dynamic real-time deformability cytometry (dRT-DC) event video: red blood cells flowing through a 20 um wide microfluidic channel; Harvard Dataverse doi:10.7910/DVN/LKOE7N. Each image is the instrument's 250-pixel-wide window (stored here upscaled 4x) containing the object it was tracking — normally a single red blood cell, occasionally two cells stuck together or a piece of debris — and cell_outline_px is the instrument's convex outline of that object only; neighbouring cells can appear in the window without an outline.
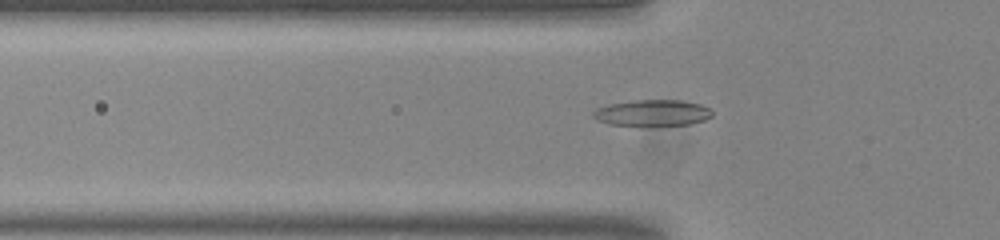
{"species": "common noctule bat (a hibernating species)", "species_latin": "Nyctalus noctula", "temperature_condition": "room temperature", "stored_images_in_passage": 47, "camera_frame_rate_fps": 3000, "um_per_image_px": 0.085, "animal": {"sex": "male", "body_mass_g": 20.0, "forearm_length_mm": 53.3}, "frame": {"image": 1, "passage_image": 11, "time_ms": 3.333, "image_size_px": [1000, 240], "cell_outline_px": [[712, 116], [704, 120], [688, 124], [608, 124], [596, 120], [592, 116], [592, 112], [596, 108], [608, 104], [632, 100], [680, 100], [700, 104], [712, 108]], "centroid_in_image_um": [55.44, 9.56], "position_along_channel_um": 70.4, "area_um2": 17.92}}
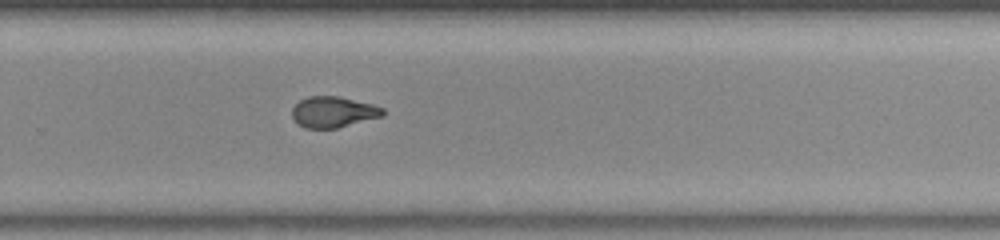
{"frame": {"image": 2, "passage_image": 29, "time_ms": 9.333, "image_size_px": [1000, 240], "cell_outline_px": [[384, 116], [336, 128], [304, 128], [292, 116], [292, 108], [300, 100], [308, 96], [340, 96], [372, 104], [384, 108]], "centroid_in_image_um": [28.35, 9.51], "position_along_channel_um": 301.5, "area_um2": 16.3}}
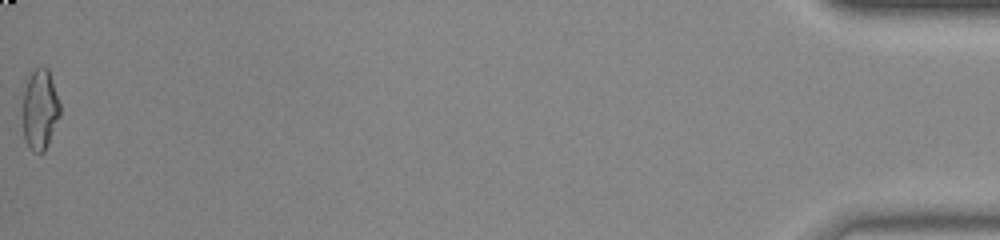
{"frame": {"image": 3, "passage_image": 47, "time_ms": 15.333, "image_size_px": [1000, 240], "cell_outline_px": [[60, 116], [48, 144], [44, 152], [40, 156], [32, 152], [28, 148], [24, 140], [20, 116], [24, 88], [32, 72], [36, 68], [48, 68], [60, 104]], "centroid_in_image_um": [3.35, 9.41], "position_along_channel_um": 431.9, "area_um2": 18.15}, "authors_computed_cell_mechanics": {"area_um2": 16.9354, "velocity_mm_per_s": 3.8463, "shape_relaxation_time_tau1_ms": 10.2479, "shape_relaxation_time_tau2_ms": 1.4686, "deformation_change_tau1": 0.2428, "deformation_change_tau2": 0.0758}}